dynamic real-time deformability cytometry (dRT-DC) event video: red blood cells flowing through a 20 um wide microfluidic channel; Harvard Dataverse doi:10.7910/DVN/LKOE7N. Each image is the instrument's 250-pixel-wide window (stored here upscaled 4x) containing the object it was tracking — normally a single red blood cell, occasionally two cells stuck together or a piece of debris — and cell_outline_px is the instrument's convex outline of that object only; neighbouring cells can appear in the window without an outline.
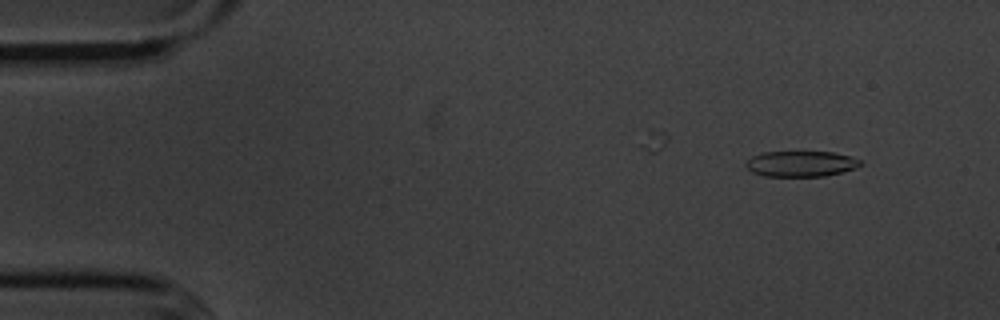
{"species": "common noctule bat (a hibernating species)", "species_latin": "Nyctalus noctula", "temperature_condition": "cold", "stored_images_in_passage": 7, "camera_frame_rate_fps": 3000, "um_per_image_px": 0.085, "animal": {"sex": "male", "body_mass_g": 20.1, "forearm_length_mm": 53.5}, "frame": {"image": 1, "passage_image": 3, "time_ms": 3.0, "image_size_px": [1000, 320], "cell_outline_px": [[864, 164], [856, 168], [824, 176], [764, 176], [752, 172], [744, 164], [752, 156], [764, 152], [836, 152], [852, 156], [860, 160]], "centroid_in_image_um": [68.11, 13.91], "position_along_channel_um": 16.9, "area_um2": 17.17}}
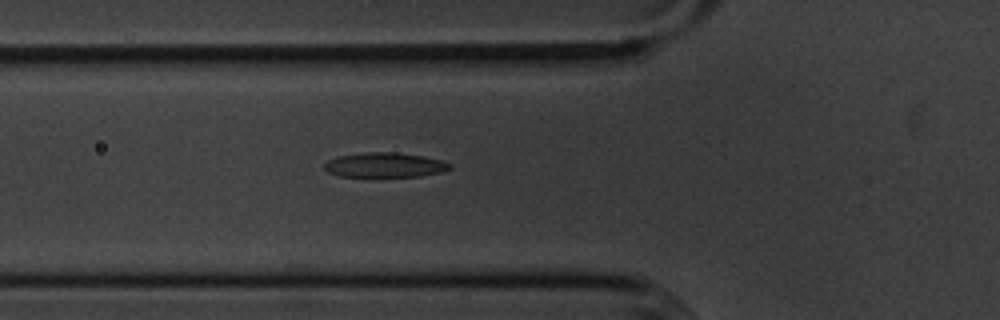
{"frame": {"image": 2, "passage_image": 7, "time_ms": 7.667, "image_size_px": [1000, 320], "cell_outline_px": [[452, 168], [444, 172], [420, 176], [340, 176], [328, 172], [324, 168], [324, 164], [328, 160], [336, 156], [364, 152], [396, 152], [424, 156], [440, 160], [452, 164]], "centroid_in_image_um": [32.72, 14.01], "position_along_channel_um": 93.1, "area_um2": 18.15}}